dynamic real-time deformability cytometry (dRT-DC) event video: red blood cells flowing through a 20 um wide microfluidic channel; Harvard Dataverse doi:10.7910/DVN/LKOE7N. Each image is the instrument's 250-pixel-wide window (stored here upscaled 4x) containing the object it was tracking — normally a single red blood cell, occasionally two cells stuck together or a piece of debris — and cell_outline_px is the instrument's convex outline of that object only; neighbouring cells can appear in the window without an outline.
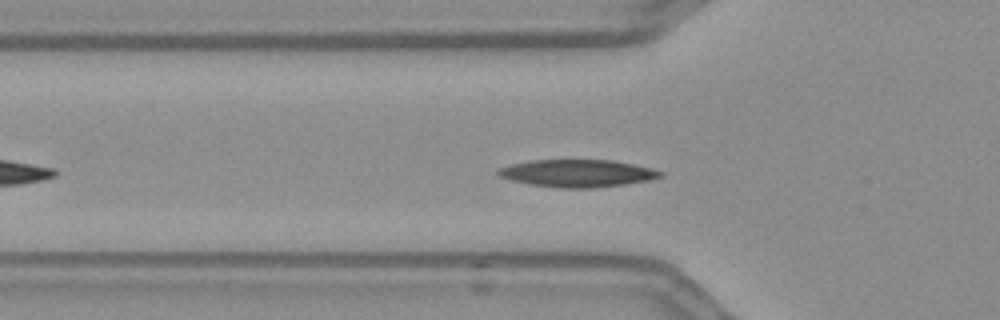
{"species": "Egyptian fruit bat (a non-hibernating species)", "species_latin": "Rousettus aegyptiacus", "temperature_condition": "warm", "stored_images_in_passage": 46, "camera_frame_rate_fps": 3000, "um_per_image_px": 0.085, "frame": {"image": 1, "passage_image": 8, "time_ms": 2.333, "image_size_px": [1000, 320], "cell_outline_px": [[664, 176], [648, 180], [624, 184], [592, 188], [556, 188], [528, 184], [512, 180], [500, 176], [496, 172], [500, 168], [512, 164], [532, 160], [612, 160], [652, 168], [664, 172]], "centroid_in_image_um": [49.1, 14.73], "position_along_channel_um": 76.7, "area_um2": 25.84}}
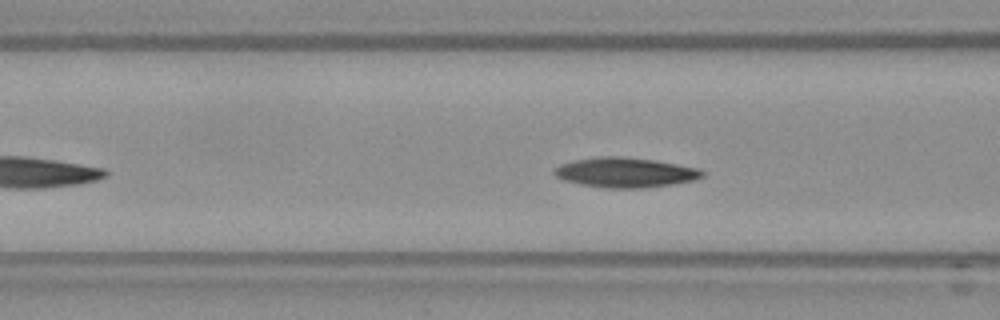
{"frame": {"image": 2, "passage_image": 11, "time_ms": 3.333, "image_size_px": [1000, 320], "cell_outline_px": [[704, 176], [692, 180], [672, 184], [644, 188], [604, 188], [580, 184], [564, 180], [556, 176], [552, 172], [560, 164], [572, 160], [596, 156], [620, 156], [656, 160], [700, 168], [704, 172]], "centroid_in_image_um": [53.13, 14.65], "position_along_channel_um": 113.5, "area_um2": 25.95}}
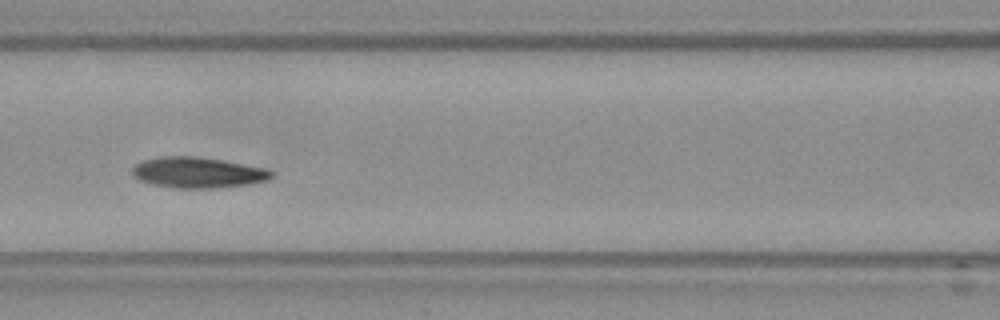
{"frame": {"image": 3, "passage_image": 14, "time_ms": 4.333, "image_size_px": [1000, 320], "cell_outline_px": [[276, 172], [268, 180], [248, 184], [220, 188], [176, 188], [156, 184], [140, 180], [132, 176], [132, 168], [136, 164], [144, 160], [160, 156], [196, 156], [268, 168]], "centroid_in_image_um": [16.85, 14.66], "position_along_channel_um": 149.7, "area_um2": 24.97}, "authors_computed_cell_mechanics": {"area_um2": 24.854, "velocity_mm_per_s": 3.6043, "shape_relaxation_time_tau1_ms": 3.1574, "shape_relaxation_time_tau2_ms": 2.45, "deformation_change_tau1": 0.1212, "deformation_change_tau2": 0.0727}}